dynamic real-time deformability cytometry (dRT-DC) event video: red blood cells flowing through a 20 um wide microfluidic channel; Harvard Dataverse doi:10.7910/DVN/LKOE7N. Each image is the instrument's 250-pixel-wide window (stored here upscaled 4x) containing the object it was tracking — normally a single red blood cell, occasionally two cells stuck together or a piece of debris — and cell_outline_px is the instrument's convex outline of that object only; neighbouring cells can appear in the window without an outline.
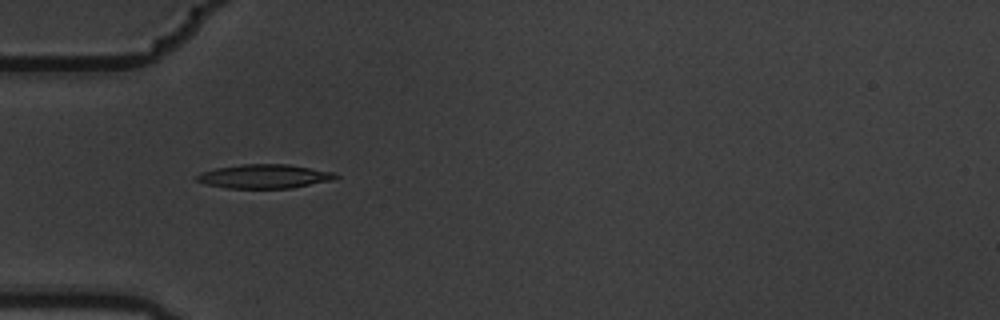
{"species": "common noctule bat (a hibernating species)", "species_latin": "Nyctalus noctula", "temperature_condition": "warm", "stored_images_in_passage": 7, "camera_frame_rate_fps": 3000, "um_per_image_px": 0.085, "animal": {"sex": "male", "body_mass_g": 19.5, "forearm_length_mm": 54.6}, "frame": {"image": 1, "passage_image": 6, "time_ms": 1.667, "image_size_px": [1000, 320], "cell_outline_px": [[340, 176], [336, 180], [292, 188], [228, 188], [204, 184], [196, 180], [196, 176], [204, 172], [216, 168], [244, 164], [288, 164], [332, 172]], "centroid_in_image_um": [22.52, 15.0], "position_along_channel_um": 62.5, "area_um2": 19.36}}
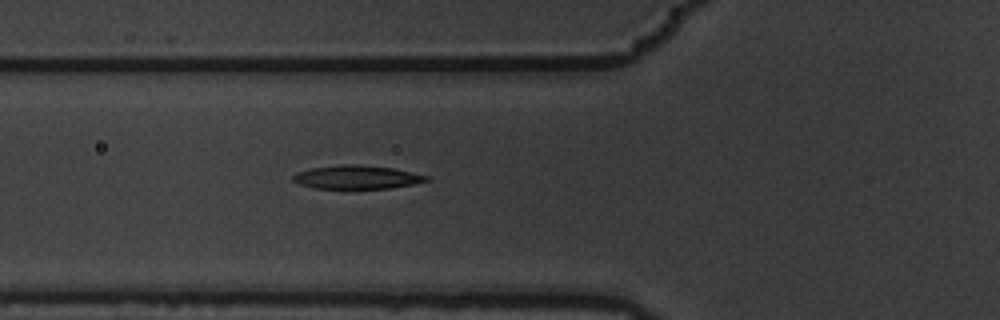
{"frame": {"image": 2, "passage_image": 7, "time_ms": 2.0, "image_size_px": [1000, 320], "cell_outline_px": [[432, 180], [392, 188], [316, 188], [300, 184], [292, 180], [292, 176], [296, 172], [312, 168], [340, 164], [360, 164], [392, 168], [412, 172], [428, 176]], "centroid_in_image_um": [30.34, 15.05], "position_along_channel_um": 95.5, "area_um2": 18.26}}